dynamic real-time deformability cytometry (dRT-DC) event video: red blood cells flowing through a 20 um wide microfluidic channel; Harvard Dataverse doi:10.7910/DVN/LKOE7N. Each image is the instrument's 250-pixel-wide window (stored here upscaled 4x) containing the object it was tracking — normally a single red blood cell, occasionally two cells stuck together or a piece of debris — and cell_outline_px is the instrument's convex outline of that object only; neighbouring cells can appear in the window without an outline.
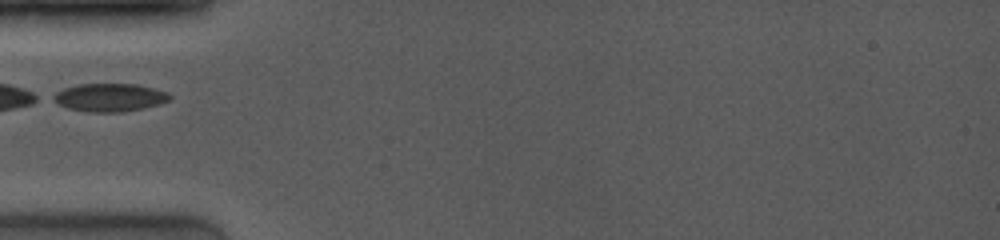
{"species": "common noctule bat (a hibernating species)", "species_latin": "Nyctalus noctula", "temperature_condition": "room temperature", "stored_images_in_passage": 4, "camera_frame_rate_fps": 4000, "um_per_image_px": 0.085, "animal": {"sex": "female", "body_mass_g": 19.0, "forearm_length_mm": 53.3}, "frame": {"image": 1, "passage_image": 1, "time_ms": 0.0, "image_size_px": [1000, 240], "cell_outline_px": [[172, 96], [168, 100], [160, 104], [144, 108], [124, 112], [88, 112], [68, 108], [56, 104], [48, 100], [48, 96], [64, 88], [80, 84], [136, 84], [168, 92]], "centroid_in_image_um": [9.24, 8.29], "position_along_channel_um": 75.8, "area_um2": 19.36}}